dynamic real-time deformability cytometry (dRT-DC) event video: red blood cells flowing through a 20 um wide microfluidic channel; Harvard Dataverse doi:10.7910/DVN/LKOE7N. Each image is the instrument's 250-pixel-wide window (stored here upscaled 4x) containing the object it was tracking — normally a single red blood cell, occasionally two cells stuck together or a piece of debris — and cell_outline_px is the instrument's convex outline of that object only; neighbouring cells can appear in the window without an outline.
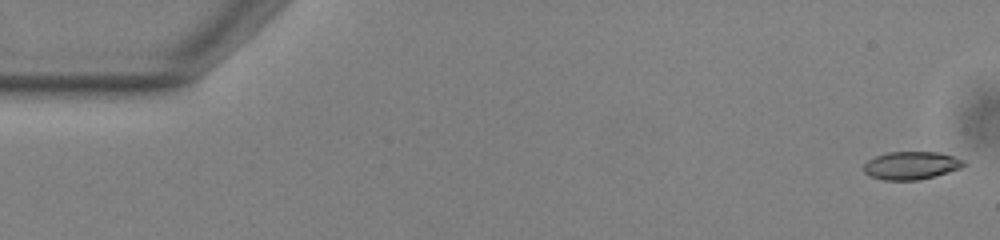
{"species": "common noctule bat (a hibernating species)", "species_latin": "Nyctalus noctula", "temperature_condition": "warm", "stored_images_in_passage": 53, "camera_frame_rate_fps": 3000, "um_per_image_px": 0.085, "animal": {"sex": "male", "body_mass_g": 13.0, "forearm_length_mm": 53.1}, "frame": {"image": 1, "passage_image": 1, "time_ms": 0.0, "image_size_px": [1000, 240], "cell_outline_px": [[968, 164], [960, 168], [948, 172], [916, 180], [884, 180], [868, 176], [864, 172], [864, 164], [868, 160], [876, 156], [888, 152], [936, 152], [952, 156], [964, 160]], "centroid_in_image_um": [77.43, 14.06], "position_along_channel_um": 7.6, "area_um2": 16.18}}
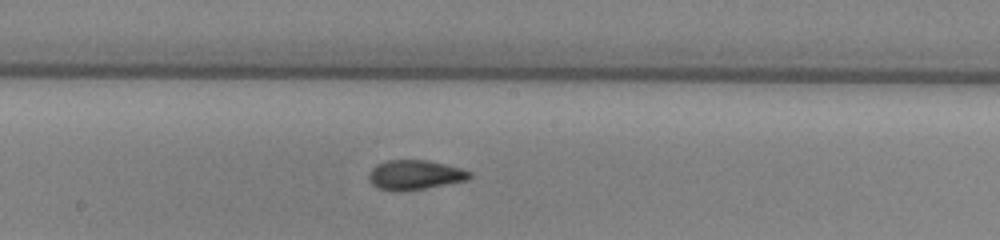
{"frame": {"image": 2, "passage_image": 28, "time_ms": 9.0, "image_size_px": [1000, 240], "cell_outline_px": [[472, 176], [468, 180], [424, 188], [400, 192], [396, 192], [376, 188], [368, 180], [368, 172], [376, 164], [388, 160], [428, 160], [460, 168], [472, 172]], "centroid_in_image_um": [35.22, 14.87], "position_along_channel_um": 213.0, "area_um2": 17.57}}
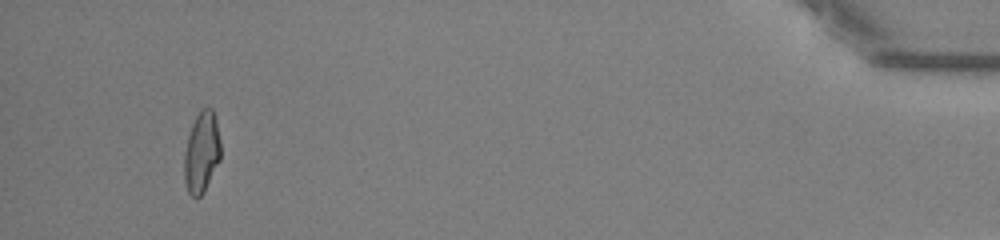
{"frame": {"image": 3, "passage_image": 50, "time_ms": 16.333, "image_size_px": [1000, 240], "cell_outline_px": [[220, 160], [204, 192], [200, 196], [192, 196], [188, 192], [184, 180], [184, 152], [188, 136], [192, 124], [200, 108], [212, 108], [216, 120], [220, 140]], "centroid_in_image_um": [17.13, 12.94], "position_along_channel_um": 418.1, "area_um2": 17.22}, "authors_computed_cell_mechanics": {"area_um2": 17.051, "velocity_mm_per_s": 3.8636, "shape_relaxation_time_tau1_ms": 7.6499, "shape_relaxation_time_tau2_ms": 2.3486, "deformation_change_tau1": 0.2213, "deformation_change_tau2": 0.1002}}